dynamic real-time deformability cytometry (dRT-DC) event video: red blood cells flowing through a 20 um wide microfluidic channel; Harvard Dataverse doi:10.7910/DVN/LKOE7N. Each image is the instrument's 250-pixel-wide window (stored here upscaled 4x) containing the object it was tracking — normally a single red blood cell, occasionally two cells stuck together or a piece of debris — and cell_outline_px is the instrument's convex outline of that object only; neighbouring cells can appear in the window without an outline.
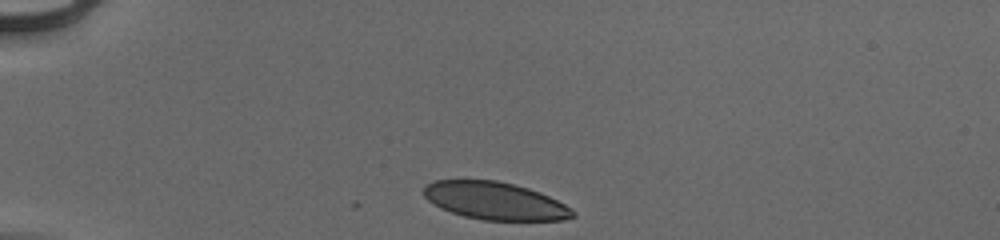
{"species": "human", "species_latin": "Homo sapiens", "temperature_condition": "cold", "stored_images_in_passage": 33, "camera_frame_rate_fps": 3000, "um_per_image_px": 0.085, "donor": {"sex": "male"}, "frame": {"image": 1, "passage_image": 1, "time_ms": 0.0, "image_size_px": [1000, 240], "cell_outline_px": [[576, 216], [564, 220], [484, 220], [464, 216], [440, 208], [432, 204], [420, 192], [424, 184], [432, 180], [496, 180], [528, 188], [540, 192], [572, 208], [576, 212]], "centroid_in_image_um": [42.03, 17.07], "position_along_channel_um": 43.0, "area_um2": 32.89}}
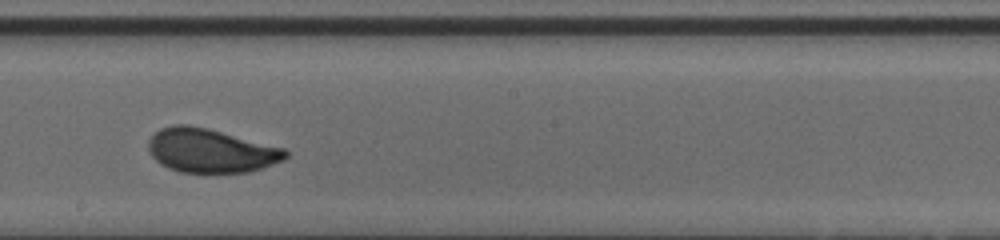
{"frame": {"image": 2, "passage_image": 19, "time_ms": 6.0, "image_size_px": [1000, 240], "cell_outline_px": [[288, 156], [284, 160], [264, 168], [248, 172], [180, 172], [168, 168], [160, 164], [152, 156], [148, 148], [148, 140], [160, 128], [172, 124], [188, 124], [208, 128], [284, 148], [288, 152]], "centroid_in_image_um": [17.9, 12.8], "position_along_channel_um": 230.3, "area_um2": 35.2}}
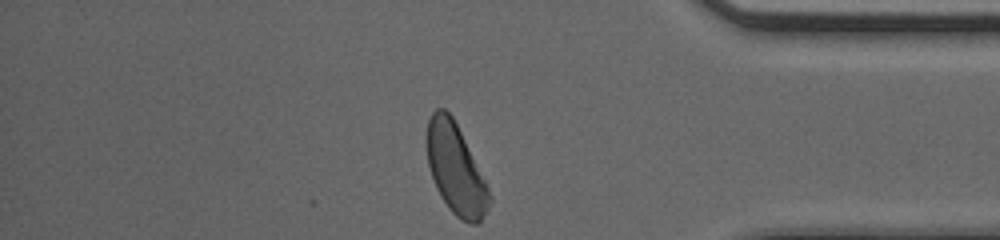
{"frame": {"image": 3, "passage_image": 33, "time_ms": 10.667, "image_size_px": [1000, 240], "cell_outline_px": [[492, 200], [488, 208], [480, 220], [476, 224], [472, 224], [460, 220], [448, 208], [440, 196], [436, 188], [428, 164], [424, 140], [424, 136], [428, 120], [432, 112], [436, 108], [444, 108], [452, 116], [492, 196]], "centroid_in_image_um": [38.68, 14.36], "position_along_channel_um": 396.5, "area_um2": 32.71}, "authors_computed_cell_mechanics": {"area_um2": 34.6222, "velocity_mm_per_s": 3.9322, "shape_relaxation_time_tau1_ms": 4.0937, "shape_relaxation_time_tau2_ms": null, "deformation_change_tau1": 0.1336, "deformation_change_tau2": null}}